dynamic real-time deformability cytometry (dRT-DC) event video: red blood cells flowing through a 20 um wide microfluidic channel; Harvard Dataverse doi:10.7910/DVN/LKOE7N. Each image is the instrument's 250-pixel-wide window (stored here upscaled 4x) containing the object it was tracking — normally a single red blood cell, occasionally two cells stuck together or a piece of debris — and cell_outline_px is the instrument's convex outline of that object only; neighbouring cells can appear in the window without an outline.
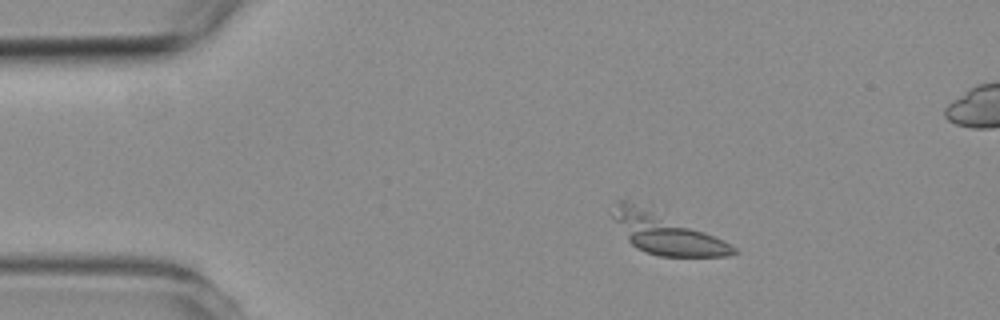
{"species": "common noctule bat (a hibernating species)", "species_latin": "Nyctalus noctula", "temperature_condition": "room temperature", "stored_images_in_passage": 5, "camera_frame_rate_fps": 3000, "um_per_image_px": 0.085, "animal": {"sex": "female", "body_mass_g": 19.3, "forearm_length_mm": 54.1}, "frame": {"image": 1, "passage_image": 2, "time_ms": 1.333, "image_size_px": [1000, 320], "cell_outline_px": [[740, 252], [728, 256], [660, 256], [644, 252], [636, 248], [628, 240], [612, 216], [616, 204], [620, 200], [624, 200], [724, 240], [736, 248]], "centroid_in_image_um": [56.63, 19.91], "position_along_channel_um": 28.4, "area_um2": 27.05}}